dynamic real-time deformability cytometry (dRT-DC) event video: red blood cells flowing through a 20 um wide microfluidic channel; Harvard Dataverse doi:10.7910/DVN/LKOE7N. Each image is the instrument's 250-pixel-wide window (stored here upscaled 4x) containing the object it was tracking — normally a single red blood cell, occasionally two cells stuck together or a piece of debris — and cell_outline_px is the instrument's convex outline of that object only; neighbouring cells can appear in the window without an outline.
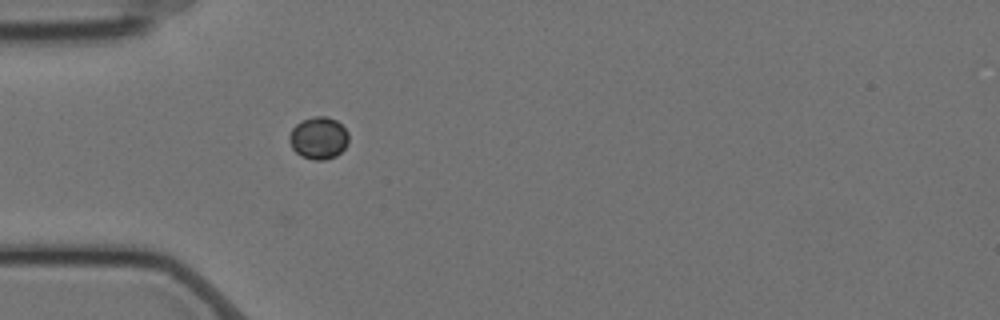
{"species": "Egyptian fruit bat (a non-hibernating species)", "species_latin": "Rousettus aegyptiacus", "temperature_condition": "cold", "stored_images_in_passage": 34, "camera_frame_rate_fps": 3000, "um_per_image_px": 0.085, "animal": {"sex": "female"}, "frame": {"image": 1, "passage_image": 1, "time_ms": 0.0, "image_size_px": [1000, 320], "cell_outline_px": [[348, 144], [336, 156], [324, 160], [312, 160], [300, 156], [292, 148], [288, 140], [288, 136], [292, 128], [296, 124], [304, 120], [316, 116], [324, 116], [336, 120], [348, 132]], "centroid_in_image_um": [27.06, 11.75], "position_along_channel_um": 57.9, "area_um2": 14.62}}
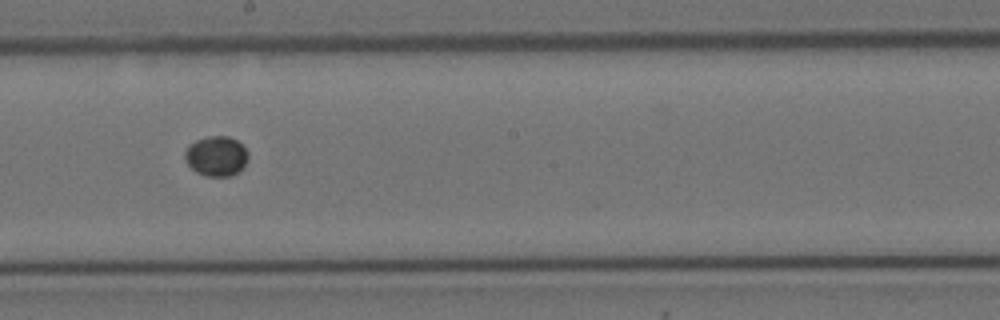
{"frame": {"image": 2, "passage_image": 16, "time_ms": 5.0, "image_size_px": [1000, 320], "cell_outline_px": [[248, 160], [244, 168], [232, 176], [208, 176], [196, 172], [188, 164], [184, 156], [184, 152], [188, 144], [196, 140], [208, 136], [228, 136], [236, 140], [248, 152]], "centroid_in_image_um": [18.39, 13.27], "position_along_channel_um": 229.8, "area_um2": 14.85}}
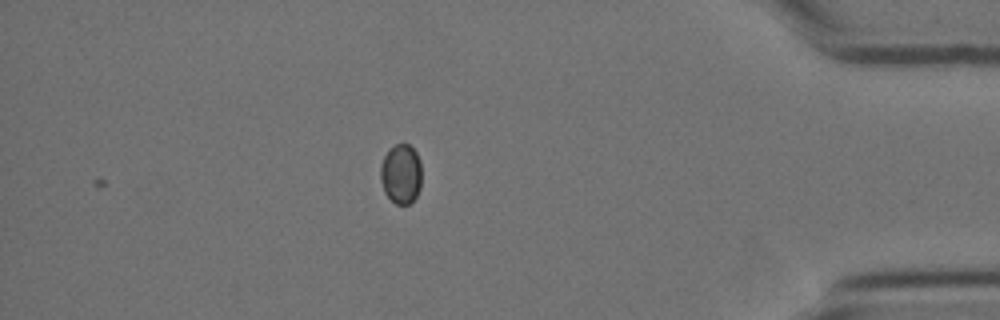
{"frame": {"image": 3, "passage_image": 34, "time_ms": 11.0, "image_size_px": [1000, 320], "cell_outline_px": [[420, 188], [416, 196], [408, 204], [396, 204], [384, 192], [380, 180], [380, 164], [388, 148], [396, 144], [408, 144], [416, 152], [420, 160]], "centroid_in_image_um": [34.06, 14.76], "position_along_channel_um": 401.1, "area_um2": 14.33}}